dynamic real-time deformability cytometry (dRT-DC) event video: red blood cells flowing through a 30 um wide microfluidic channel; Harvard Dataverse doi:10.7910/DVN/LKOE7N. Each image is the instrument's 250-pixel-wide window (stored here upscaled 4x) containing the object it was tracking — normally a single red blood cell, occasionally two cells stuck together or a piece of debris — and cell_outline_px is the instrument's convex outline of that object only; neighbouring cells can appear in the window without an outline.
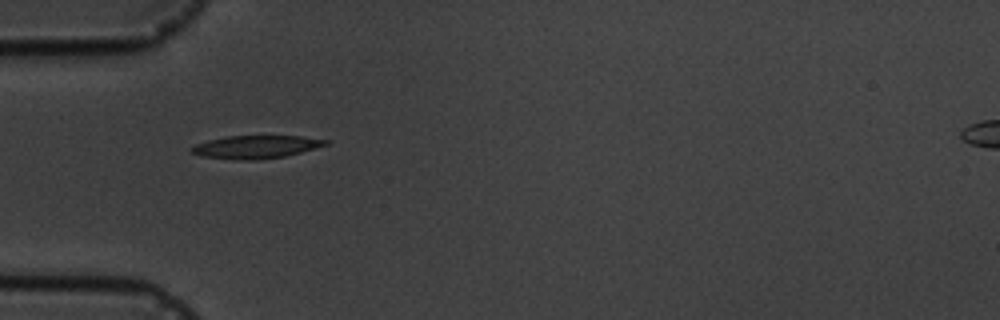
{"species": "common noctule bat (a hibernating species)", "species_latin": "Nyctalus noctula", "temperature_condition": "cold", "stored_images_in_passage": 3, "camera_frame_rate_fps": 3000, "um_per_image_px": 0.085, "animal": {"sex": "male", "body_mass_g": 19.5, "forearm_length_mm": 54.6}, "frame": {"image": 1, "passage_image": 1, "time_ms": 0.0, "image_size_px": [1000, 320], "cell_outline_px": [[332, 140], [328, 144], [300, 152], [284, 156], [256, 160], [240, 160], [200, 156], [192, 152], [192, 148], [196, 144], [208, 140], [228, 136], [300, 136]], "centroid_in_image_um": [21.78, 12.48], "position_along_channel_um": 63.2, "area_um2": 17.74}}
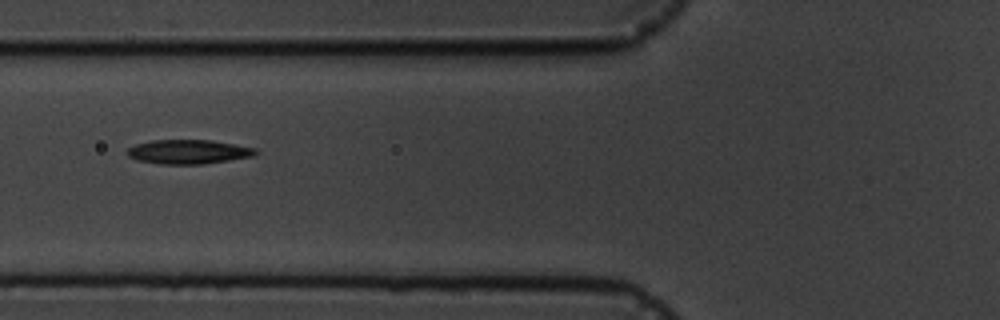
{"frame": {"image": 2, "passage_image": 2, "time_ms": 1.333, "image_size_px": [1000, 320], "cell_outline_px": [[260, 152], [252, 156], [204, 164], [160, 164], [136, 160], [128, 156], [128, 148], [136, 144], [152, 140], [212, 140], [256, 148]], "centroid_in_image_um": [16.02, 12.9], "position_along_channel_um": 109.8, "area_um2": 18.09}}
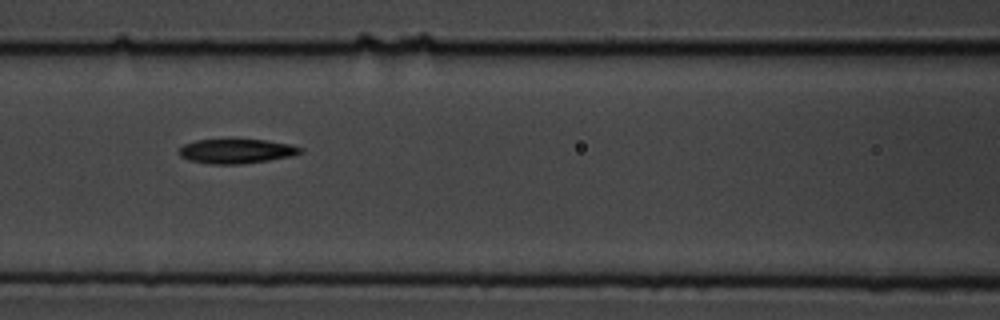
{"frame": {"image": 3, "passage_image": 3, "time_ms": 2.333, "image_size_px": [1000, 320], "cell_outline_px": [[304, 152], [292, 156], [268, 160], [240, 164], [212, 164], [188, 160], [180, 156], [180, 148], [184, 144], [196, 140], [228, 136], [236, 136], [292, 144], [304, 148]], "centroid_in_image_um": [20.11, 12.79], "position_along_channel_um": 146.5, "area_um2": 18.32}}